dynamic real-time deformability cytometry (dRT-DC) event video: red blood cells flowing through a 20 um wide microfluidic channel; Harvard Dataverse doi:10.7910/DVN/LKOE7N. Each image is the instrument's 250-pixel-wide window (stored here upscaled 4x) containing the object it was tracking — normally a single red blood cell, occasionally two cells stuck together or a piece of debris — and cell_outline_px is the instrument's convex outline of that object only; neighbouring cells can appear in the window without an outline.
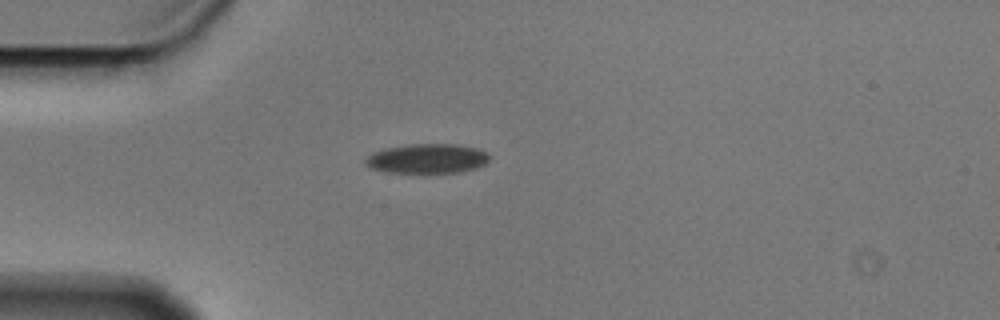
{"species": "Egyptian fruit bat (a non-hibernating species)", "species_latin": "Rousettus aegyptiacus", "temperature_condition": "cold", "stored_images_in_passage": 2, "camera_frame_rate_fps": 3000, "um_per_image_px": 0.085, "animal": {"sex": "male"}, "frame": {"image": 1, "passage_image": 1, "time_ms": 0.0, "image_size_px": [1000, 320], "cell_outline_px": [[488, 160], [484, 164], [476, 168], [456, 172], [384, 172], [368, 168], [364, 160], [372, 152], [384, 148], [412, 144], [460, 144], [476, 148], [484, 152], [488, 156]], "centroid_in_image_um": [36.25, 13.47], "position_along_channel_um": 48.8, "area_um2": 21.21}}